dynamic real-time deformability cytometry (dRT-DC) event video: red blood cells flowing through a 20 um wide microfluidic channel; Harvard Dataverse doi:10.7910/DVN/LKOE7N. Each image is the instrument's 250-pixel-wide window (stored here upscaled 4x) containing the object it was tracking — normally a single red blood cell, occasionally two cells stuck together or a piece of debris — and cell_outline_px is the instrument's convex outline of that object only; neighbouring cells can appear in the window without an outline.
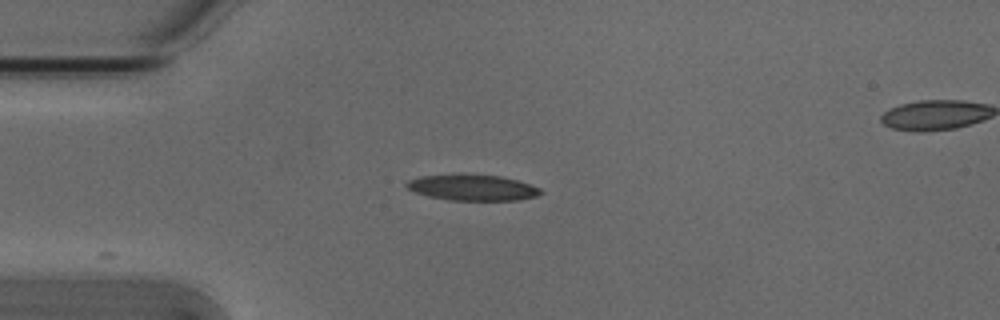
{"species": "Egyptian fruit bat (a non-hibernating species)", "species_latin": "Rousettus aegyptiacus", "temperature_condition": "cold", "stored_images_in_passage": 6, "camera_frame_rate_fps": 3000, "um_per_image_px": 0.085, "animal": {"sex": "male"}, "frame": {"image": 1, "passage_image": 1, "time_ms": 0.0, "image_size_px": [1000, 320], "cell_outline_px": [[544, 192], [536, 196], [520, 200], [448, 200], [428, 196], [416, 192], [408, 188], [404, 184], [408, 180], [420, 176], [456, 172], [460, 172], [500, 176], [516, 180], [540, 188]], "centroid_in_image_um": [40.11, 15.91], "position_along_channel_um": 44.9, "area_um2": 20.75}}